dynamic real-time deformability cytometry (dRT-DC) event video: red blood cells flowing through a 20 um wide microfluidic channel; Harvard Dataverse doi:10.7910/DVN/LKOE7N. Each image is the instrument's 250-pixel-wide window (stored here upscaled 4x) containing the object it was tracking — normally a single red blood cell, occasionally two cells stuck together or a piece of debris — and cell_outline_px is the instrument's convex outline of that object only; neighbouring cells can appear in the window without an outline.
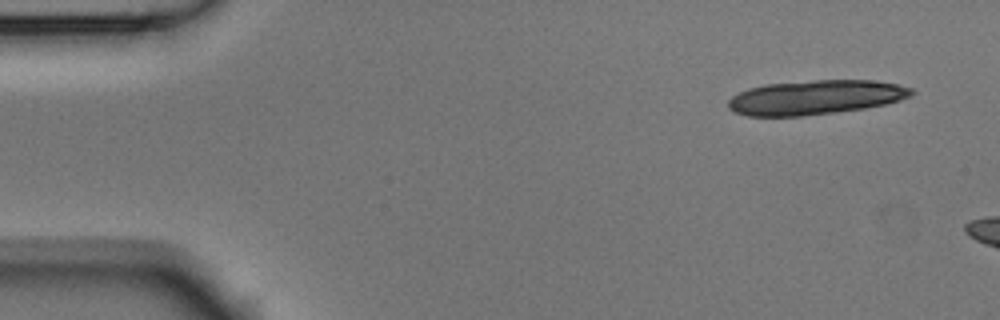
{"species": "Egyptian fruit bat (a non-hibernating species)", "species_latin": "Rousettus aegyptiacus", "temperature_condition": "room temperature", "stored_images_in_passage": 12, "camera_frame_rate_fps": 3000, "um_per_image_px": 0.085, "animal": {"sex": "male"}, "frame": {"image": 1, "passage_image": 2, "time_ms": 0.333, "image_size_px": [1000, 320], "cell_outline_px": [[916, 92], [912, 96], [900, 100], [884, 104], [864, 108], [836, 112], [800, 116], [748, 116], [736, 112], [728, 108], [728, 100], [732, 96], [748, 88], [764, 84], [812, 80], [872, 80], [896, 84], [912, 88]], "centroid_in_image_um": [69.32, 8.27], "position_along_channel_um": 15.7, "area_um2": 36.76}}